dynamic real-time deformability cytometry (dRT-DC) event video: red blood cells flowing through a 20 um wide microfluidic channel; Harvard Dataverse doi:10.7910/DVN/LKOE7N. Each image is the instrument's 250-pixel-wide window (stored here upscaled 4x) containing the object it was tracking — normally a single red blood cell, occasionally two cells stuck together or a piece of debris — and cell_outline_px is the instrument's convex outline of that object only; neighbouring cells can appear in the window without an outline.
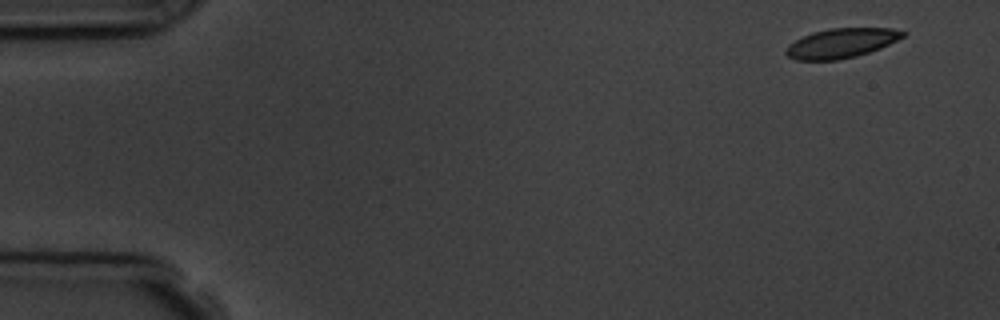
{"species": "common noctule bat (a hibernating species)", "species_latin": "Nyctalus noctula", "temperature_condition": "room temperature", "stored_images_in_passage": 5, "camera_frame_rate_fps": 3000, "um_per_image_px": 0.085, "animal": {"sex": "male", "body_mass_g": 19.5, "forearm_length_mm": 54.6}, "frame": {"image": 1, "passage_image": 1, "time_ms": 0.0, "image_size_px": [1000, 320], "cell_outline_px": [[908, 32], [904, 36], [880, 48], [856, 56], [836, 60], [796, 60], [788, 56], [784, 52], [788, 44], [812, 32], [828, 28], [892, 28]], "centroid_in_image_um": [71.49, 3.66], "position_along_channel_um": 13.5, "area_um2": 20.06}}
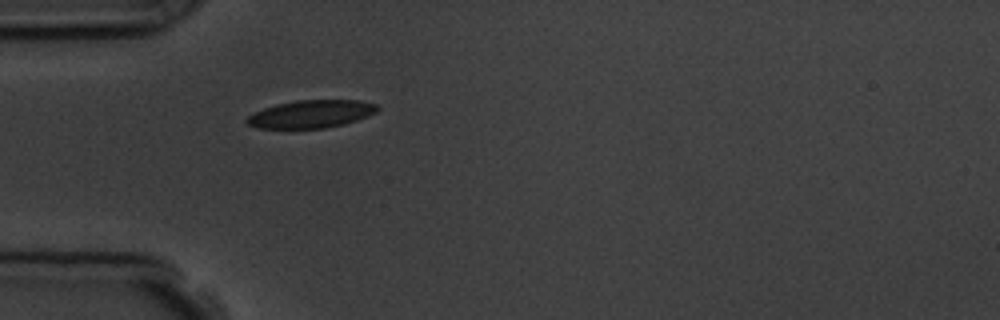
{"frame": {"image": 2, "passage_image": 5, "time_ms": 4.333, "image_size_px": [1000, 320], "cell_outline_px": [[380, 108], [376, 112], [368, 116], [344, 124], [324, 128], [260, 128], [248, 124], [244, 120], [248, 116], [264, 108], [276, 104], [296, 100], [360, 100], [380, 104]], "centroid_in_image_um": [26.5, 9.68], "position_along_channel_um": 58.5, "area_um2": 21.15}}